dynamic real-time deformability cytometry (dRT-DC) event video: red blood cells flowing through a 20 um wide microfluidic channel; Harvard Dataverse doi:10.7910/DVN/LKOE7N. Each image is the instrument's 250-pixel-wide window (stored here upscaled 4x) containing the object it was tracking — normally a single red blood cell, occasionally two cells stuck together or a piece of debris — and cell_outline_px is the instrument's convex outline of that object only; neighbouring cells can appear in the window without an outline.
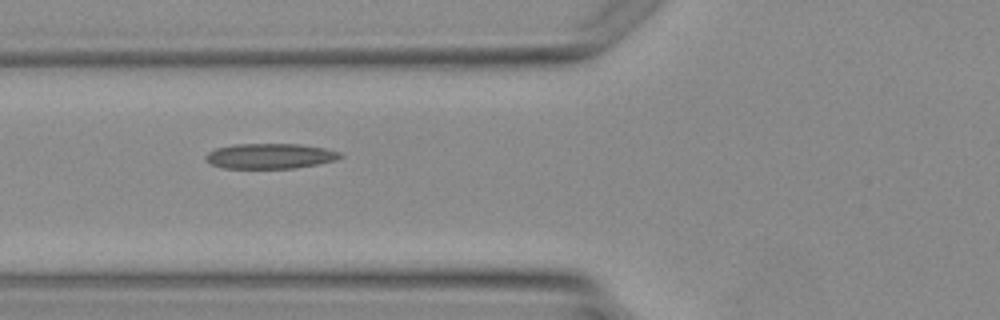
{"species": "Egyptian fruit bat (a non-hibernating species)", "species_latin": "Rousettus aegyptiacus", "temperature_condition": "warm", "stored_images_in_passage": 5, "camera_frame_rate_fps": 3000, "um_per_image_px": 0.085, "animal": {"sex": "female"}, "frame": {"image": 1, "passage_image": 4, "time_ms": 4.667, "image_size_px": [1000, 320], "cell_outline_px": [[344, 156], [336, 160], [296, 168], [220, 168], [204, 160], [204, 156], [208, 152], [216, 148], [236, 144], [300, 144], [324, 148], [340, 152]], "centroid_in_image_um": [22.93, 13.26], "position_along_channel_um": 102.9, "area_um2": 19.83}}
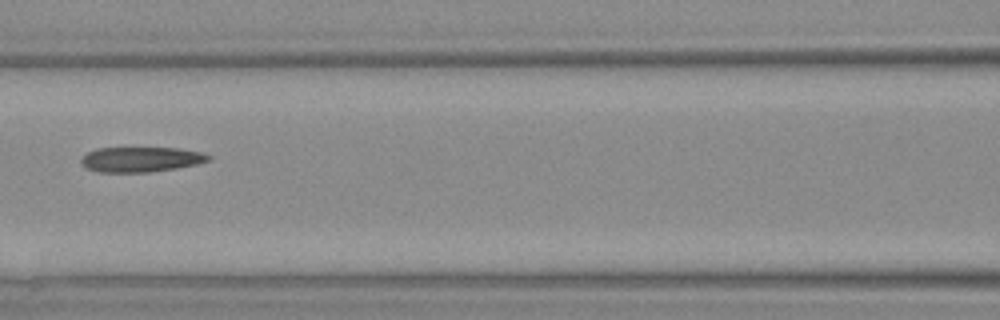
{"frame": {"image": 2, "passage_image": 5, "time_ms": 5.667, "image_size_px": [1000, 320], "cell_outline_px": [[212, 160], [196, 164], [176, 168], [148, 172], [96, 172], [84, 168], [80, 164], [80, 160], [88, 152], [96, 148], [176, 148], [204, 152], [212, 156]], "centroid_in_image_um": [11.97, 13.55], "position_along_channel_um": 154.6, "area_um2": 18.79}}